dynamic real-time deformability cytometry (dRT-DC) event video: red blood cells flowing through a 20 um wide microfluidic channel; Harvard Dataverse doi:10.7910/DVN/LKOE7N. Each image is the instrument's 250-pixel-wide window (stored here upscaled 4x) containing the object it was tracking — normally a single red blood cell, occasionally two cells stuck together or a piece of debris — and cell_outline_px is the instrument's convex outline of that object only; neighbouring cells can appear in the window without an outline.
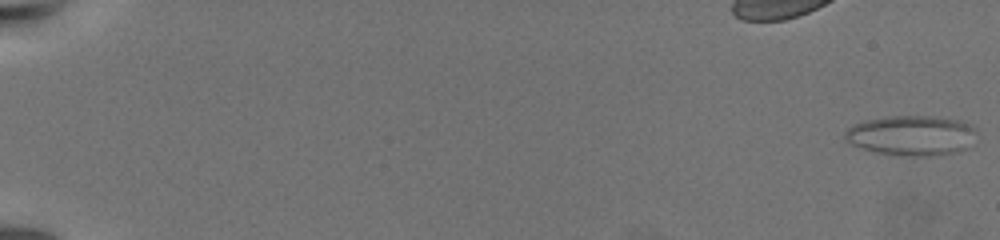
{"species": "common noctule bat (a hibernating species)", "species_latin": "Nyctalus noctula", "temperature_condition": "warm", "stored_images_in_passage": 11, "camera_frame_rate_fps": 3000, "um_per_image_px": 0.085, "animal": {"sex": "female", "body_mass_g": 19.5, "forearm_length_mm": 54.1}, "frame": {"image": 1, "passage_image": 1, "time_ms": 0.0, "image_size_px": [1000, 240], "cell_outline_px": [[976, 128], [968, 148], [960, 152], [936, 156], [896, 156], [876, 152], [860, 148], [844, 140], [844, 132], [852, 124], [864, 120], [888, 116], [932, 116], [960, 120]], "centroid_in_image_um": [77.44, 11.53], "position_along_channel_um": 7.6, "area_um2": 31.15}}
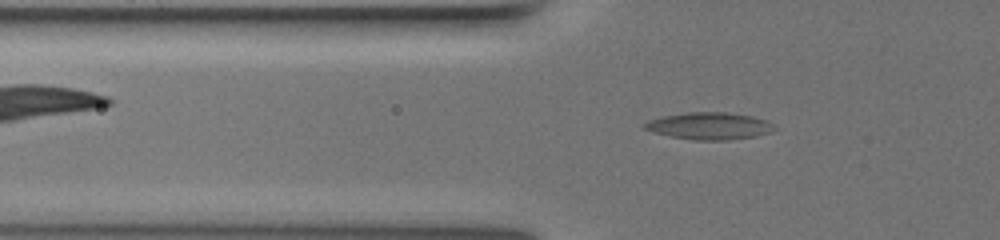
{"frame": {"image": 2, "passage_image": 10, "time_ms": 8.333, "image_size_px": [1000, 240], "cell_outline_px": [[776, 128], [772, 132], [756, 136], [728, 140], [692, 140], [672, 136], [656, 132], [644, 128], [644, 124], [648, 120], [664, 116], [688, 112], [724, 112], [752, 116], [768, 120]], "centroid_in_image_um": [60.35, 10.7], "position_along_channel_um": 65.4, "area_um2": 20.35}}